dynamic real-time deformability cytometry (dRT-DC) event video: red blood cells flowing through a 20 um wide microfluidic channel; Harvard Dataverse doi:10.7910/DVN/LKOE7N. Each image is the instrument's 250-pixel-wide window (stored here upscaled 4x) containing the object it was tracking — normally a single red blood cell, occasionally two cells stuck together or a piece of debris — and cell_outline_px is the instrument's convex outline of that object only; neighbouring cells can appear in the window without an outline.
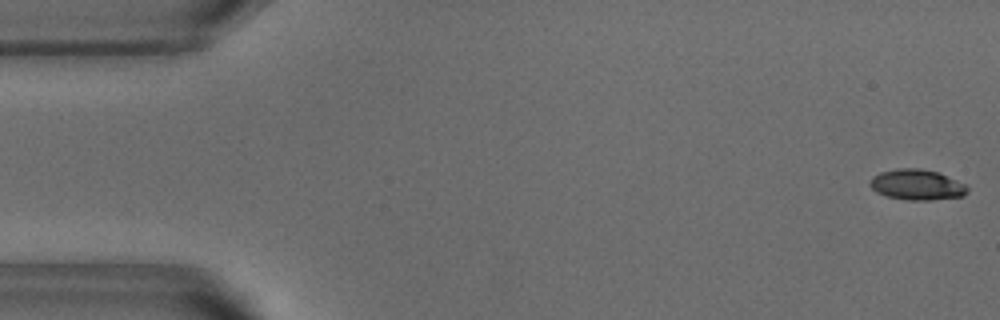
{"species": "common noctule bat (a hibernating species)", "species_latin": "Nyctalus noctula", "temperature_condition": "warm", "stored_images_in_passage": 52, "camera_frame_rate_fps": 3000, "um_per_image_px": 0.085, "animal": {"sex": "male", "body_mass_g": 18.8}, "frame": {"image": 1, "passage_image": 1, "time_ms": 0.0, "image_size_px": [1000, 320], "cell_outline_px": [[968, 192], [964, 196], [928, 200], [908, 200], [888, 196], [876, 192], [868, 184], [872, 176], [880, 172], [896, 168], [920, 168], [936, 172], [956, 180], [964, 184], [968, 188]], "centroid_in_image_um": [77.91, 15.7], "position_along_channel_um": 7.1, "area_um2": 17.28}}
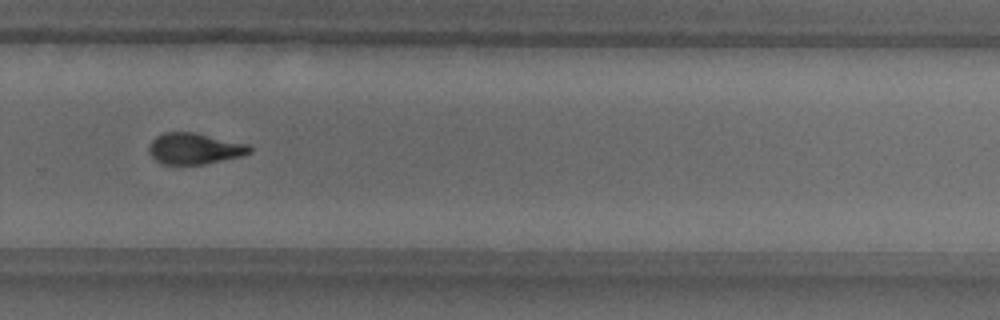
{"frame": {"image": 2, "passage_image": 35, "time_ms": 11.333, "image_size_px": [1000, 320], "cell_outline_px": [[252, 152], [244, 156], [204, 164], [160, 164], [148, 152], [148, 148], [152, 140], [156, 136], [164, 132], [196, 132], [248, 144], [252, 148]], "centroid_in_image_um": [16.55, 12.63], "position_along_channel_um": 313.2, "area_um2": 18.5}}
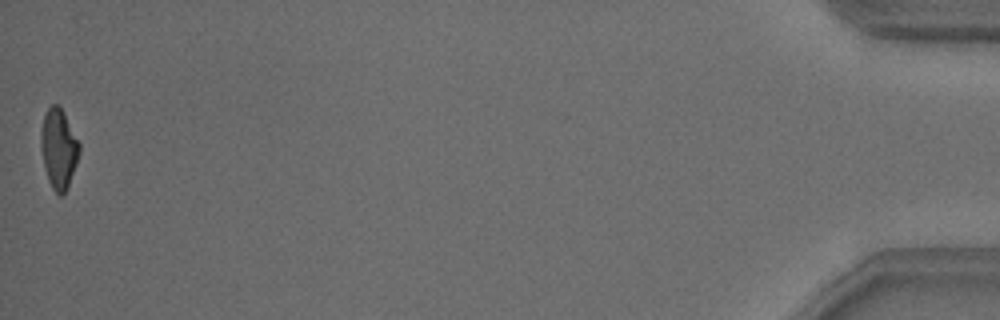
{"frame": {"image": 3, "passage_image": 52, "time_ms": 17.0, "image_size_px": [1000, 320], "cell_outline_px": [[80, 152], [68, 188], [60, 196], [52, 188], [48, 180], [44, 168], [40, 148], [40, 132], [44, 116], [48, 108], [52, 104], [60, 104], [80, 144]], "centroid_in_image_um": [4.98, 12.62], "position_along_channel_um": 430.2, "area_um2": 18.03}, "authors_computed_cell_mechanics": {"area_um2": 18.4093, "velocity_mm_per_s": 3.8485, "shape_relaxation_time_tau1_ms": 5.221, "shape_relaxation_time_tau2_ms": 2.2567, "deformation_change_tau1": 0.1723, "deformation_change_tau2": 0.101}}